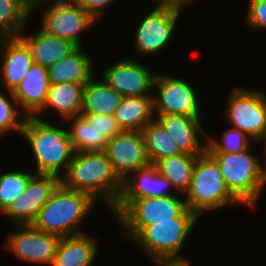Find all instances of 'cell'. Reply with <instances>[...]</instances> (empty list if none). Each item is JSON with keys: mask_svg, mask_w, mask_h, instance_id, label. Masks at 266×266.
<instances>
[{"mask_svg": "<svg viewBox=\"0 0 266 266\" xmlns=\"http://www.w3.org/2000/svg\"><path fill=\"white\" fill-rule=\"evenodd\" d=\"M61 183L89 194L112 210L121 197L123 183L116 176L105 151L74 152Z\"/></svg>", "mask_w": 266, "mask_h": 266, "instance_id": "obj_1", "label": "cell"}, {"mask_svg": "<svg viewBox=\"0 0 266 266\" xmlns=\"http://www.w3.org/2000/svg\"><path fill=\"white\" fill-rule=\"evenodd\" d=\"M63 128L43 118L26 117L21 136L34 154L35 173L53 174L60 178L66 173L74 151L69 132Z\"/></svg>", "mask_w": 266, "mask_h": 266, "instance_id": "obj_2", "label": "cell"}, {"mask_svg": "<svg viewBox=\"0 0 266 266\" xmlns=\"http://www.w3.org/2000/svg\"><path fill=\"white\" fill-rule=\"evenodd\" d=\"M95 202L89 194L60 183L32 224L41 231L59 237L82 234L84 231H80L79 226L94 209Z\"/></svg>", "mask_w": 266, "mask_h": 266, "instance_id": "obj_3", "label": "cell"}, {"mask_svg": "<svg viewBox=\"0 0 266 266\" xmlns=\"http://www.w3.org/2000/svg\"><path fill=\"white\" fill-rule=\"evenodd\" d=\"M252 145L238 153L208 152L219 165L230 194L247 208L258 204L259 196L266 185V173L261 161L251 153Z\"/></svg>", "mask_w": 266, "mask_h": 266, "instance_id": "obj_4", "label": "cell"}, {"mask_svg": "<svg viewBox=\"0 0 266 266\" xmlns=\"http://www.w3.org/2000/svg\"><path fill=\"white\" fill-rule=\"evenodd\" d=\"M200 217L188 207L173 221H155L143 227L131 240L150 260L182 259L181 250Z\"/></svg>", "mask_w": 266, "mask_h": 266, "instance_id": "obj_5", "label": "cell"}, {"mask_svg": "<svg viewBox=\"0 0 266 266\" xmlns=\"http://www.w3.org/2000/svg\"><path fill=\"white\" fill-rule=\"evenodd\" d=\"M184 198L187 207L199 217L206 211L241 205L228 191L219 165L206 150L197 157Z\"/></svg>", "mask_w": 266, "mask_h": 266, "instance_id": "obj_6", "label": "cell"}, {"mask_svg": "<svg viewBox=\"0 0 266 266\" xmlns=\"http://www.w3.org/2000/svg\"><path fill=\"white\" fill-rule=\"evenodd\" d=\"M31 4L32 15L37 8L42 10L41 6H47L40 18V28L42 30L50 35L67 40L76 47L83 46L82 34L89 27L94 26L95 22L99 21L72 0H46L31 2Z\"/></svg>", "mask_w": 266, "mask_h": 266, "instance_id": "obj_7", "label": "cell"}, {"mask_svg": "<svg viewBox=\"0 0 266 266\" xmlns=\"http://www.w3.org/2000/svg\"><path fill=\"white\" fill-rule=\"evenodd\" d=\"M147 197L133 200L115 219L129 241L145 226L155 221H173L186 208L184 195Z\"/></svg>", "mask_w": 266, "mask_h": 266, "instance_id": "obj_8", "label": "cell"}, {"mask_svg": "<svg viewBox=\"0 0 266 266\" xmlns=\"http://www.w3.org/2000/svg\"><path fill=\"white\" fill-rule=\"evenodd\" d=\"M228 95L225 109L227 123L258 143L266 132V93L238 86Z\"/></svg>", "mask_w": 266, "mask_h": 266, "instance_id": "obj_9", "label": "cell"}, {"mask_svg": "<svg viewBox=\"0 0 266 266\" xmlns=\"http://www.w3.org/2000/svg\"><path fill=\"white\" fill-rule=\"evenodd\" d=\"M183 8L171 4H157L136 27L133 48L143 56L164 50L173 38Z\"/></svg>", "mask_w": 266, "mask_h": 266, "instance_id": "obj_10", "label": "cell"}, {"mask_svg": "<svg viewBox=\"0 0 266 266\" xmlns=\"http://www.w3.org/2000/svg\"><path fill=\"white\" fill-rule=\"evenodd\" d=\"M190 83L164 72L157 73L153 85V89H157L153 90L154 116L182 114L201 117L199 95Z\"/></svg>", "mask_w": 266, "mask_h": 266, "instance_id": "obj_11", "label": "cell"}, {"mask_svg": "<svg viewBox=\"0 0 266 266\" xmlns=\"http://www.w3.org/2000/svg\"><path fill=\"white\" fill-rule=\"evenodd\" d=\"M7 236L5 248L24 262L52 265L61 237L37 229L33 224H17Z\"/></svg>", "mask_w": 266, "mask_h": 266, "instance_id": "obj_12", "label": "cell"}, {"mask_svg": "<svg viewBox=\"0 0 266 266\" xmlns=\"http://www.w3.org/2000/svg\"><path fill=\"white\" fill-rule=\"evenodd\" d=\"M61 183V178L53 174L35 173L26 190L2 213L12 225L32 224L39 210L52 196Z\"/></svg>", "mask_w": 266, "mask_h": 266, "instance_id": "obj_13", "label": "cell"}, {"mask_svg": "<svg viewBox=\"0 0 266 266\" xmlns=\"http://www.w3.org/2000/svg\"><path fill=\"white\" fill-rule=\"evenodd\" d=\"M114 63V64H113ZM100 75V78L123 97L153 96L156 72H151L137 59H122L113 62Z\"/></svg>", "mask_w": 266, "mask_h": 266, "instance_id": "obj_14", "label": "cell"}, {"mask_svg": "<svg viewBox=\"0 0 266 266\" xmlns=\"http://www.w3.org/2000/svg\"><path fill=\"white\" fill-rule=\"evenodd\" d=\"M105 152L122 183L136 170L151 164L142 132L121 131L109 139Z\"/></svg>", "mask_w": 266, "mask_h": 266, "instance_id": "obj_15", "label": "cell"}, {"mask_svg": "<svg viewBox=\"0 0 266 266\" xmlns=\"http://www.w3.org/2000/svg\"><path fill=\"white\" fill-rule=\"evenodd\" d=\"M171 189L173 191H170ZM174 191L171 183L158 173L157 168L153 164H150L136 170L123 182L121 197L111 212L114 214V218H116L135 199L166 197L177 194Z\"/></svg>", "mask_w": 266, "mask_h": 266, "instance_id": "obj_16", "label": "cell"}, {"mask_svg": "<svg viewBox=\"0 0 266 266\" xmlns=\"http://www.w3.org/2000/svg\"><path fill=\"white\" fill-rule=\"evenodd\" d=\"M201 118L182 114L155 116L179 151L190 155H200L206 150L207 133L201 124Z\"/></svg>", "mask_w": 266, "mask_h": 266, "instance_id": "obj_17", "label": "cell"}, {"mask_svg": "<svg viewBox=\"0 0 266 266\" xmlns=\"http://www.w3.org/2000/svg\"><path fill=\"white\" fill-rule=\"evenodd\" d=\"M0 52L2 88L13 91L33 64L27 44L20 37H1Z\"/></svg>", "mask_w": 266, "mask_h": 266, "instance_id": "obj_18", "label": "cell"}, {"mask_svg": "<svg viewBox=\"0 0 266 266\" xmlns=\"http://www.w3.org/2000/svg\"><path fill=\"white\" fill-rule=\"evenodd\" d=\"M49 85L47 68L33 63L12 91L19 108L27 117L35 116L44 107Z\"/></svg>", "mask_w": 266, "mask_h": 266, "instance_id": "obj_19", "label": "cell"}, {"mask_svg": "<svg viewBox=\"0 0 266 266\" xmlns=\"http://www.w3.org/2000/svg\"><path fill=\"white\" fill-rule=\"evenodd\" d=\"M98 248L97 238L85 233L61 237L51 266H92Z\"/></svg>", "mask_w": 266, "mask_h": 266, "instance_id": "obj_20", "label": "cell"}, {"mask_svg": "<svg viewBox=\"0 0 266 266\" xmlns=\"http://www.w3.org/2000/svg\"><path fill=\"white\" fill-rule=\"evenodd\" d=\"M91 57L82 47H76L64 58L51 65L48 70L49 82L86 84L94 75Z\"/></svg>", "mask_w": 266, "mask_h": 266, "instance_id": "obj_21", "label": "cell"}, {"mask_svg": "<svg viewBox=\"0 0 266 266\" xmlns=\"http://www.w3.org/2000/svg\"><path fill=\"white\" fill-rule=\"evenodd\" d=\"M19 37L27 44L33 63L49 68L76 48L71 42L46 33L41 28L29 36Z\"/></svg>", "mask_w": 266, "mask_h": 266, "instance_id": "obj_22", "label": "cell"}, {"mask_svg": "<svg viewBox=\"0 0 266 266\" xmlns=\"http://www.w3.org/2000/svg\"><path fill=\"white\" fill-rule=\"evenodd\" d=\"M84 85L70 82L60 84L50 83L44 107L35 117L41 119V115H44L45 111L51 108L64 121L67 118L81 115Z\"/></svg>", "mask_w": 266, "mask_h": 266, "instance_id": "obj_23", "label": "cell"}, {"mask_svg": "<svg viewBox=\"0 0 266 266\" xmlns=\"http://www.w3.org/2000/svg\"><path fill=\"white\" fill-rule=\"evenodd\" d=\"M114 117L121 131L141 132L155 119L153 96L123 97Z\"/></svg>", "mask_w": 266, "mask_h": 266, "instance_id": "obj_24", "label": "cell"}, {"mask_svg": "<svg viewBox=\"0 0 266 266\" xmlns=\"http://www.w3.org/2000/svg\"><path fill=\"white\" fill-rule=\"evenodd\" d=\"M69 136L74 152L106 151L108 139L94 125V114L67 118Z\"/></svg>", "mask_w": 266, "mask_h": 266, "instance_id": "obj_25", "label": "cell"}, {"mask_svg": "<svg viewBox=\"0 0 266 266\" xmlns=\"http://www.w3.org/2000/svg\"><path fill=\"white\" fill-rule=\"evenodd\" d=\"M95 75L84 85L81 114L114 115L123 96Z\"/></svg>", "mask_w": 266, "mask_h": 266, "instance_id": "obj_26", "label": "cell"}, {"mask_svg": "<svg viewBox=\"0 0 266 266\" xmlns=\"http://www.w3.org/2000/svg\"><path fill=\"white\" fill-rule=\"evenodd\" d=\"M197 157L198 155L181 153L156 161L153 165L158 173L171 183L176 193L185 195L191 184Z\"/></svg>", "mask_w": 266, "mask_h": 266, "instance_id": "obj_27", "label": "cell"}, {"mask_svg": "<svg viewBox=\"0 0 266 266\" xmlns=\"http://www.w3.org/2000/svg\"><path fill=\"white\" fill-rule=\"evenodd\" d=\"M31 16V0H0V38L19 37Z\"/></svg>", "mask_w": 266, "mask_h": 266, "instance_id": "obj_28", "label": "cell"}, {"mask_svg": "<svg viewBox=\"0 0 266 266\" xmlns=\"http://www.w3.org/2000/svg\"><path fill=\"white\" fill-rule=\"evenodd\" d=\"M141 132L151 164L181 154L174 140L156 119L150 122Z\"/></svg>", "mask_w": 266, "mask_h": 266, "instance_id": "obj_29", "label": "cell"}, {"mask_svg": "<svg viewBox=\"0 0 266 266\" xmlns=\"http://www.w3.org/2000/svg\"><path fill=\"white\" fill-rule=\"evenodd\" d=\"M32 175L21 170L0 174V214L26 190Z\"/></svg>", "mask_w": 266, "mask_h": 266, "instance_id": "obj_30", "label": "cell"}, {"mask_svg": "<svg viewBox=\"0 0 266 266\" xmlns=\"http://www.w3.org/2000/svg\"><path fill=\"white\" fill-rule=\"evenodd\" d=\"M4 93L0 90V136L9 132L22 133L26 115L20 111L18 103L14 98L12 91L5 90ZM9 95L7 97V95Z\"/></svg>", "mask_w": 266, "mask_h": 266, "instance_id": "obj_31", "label": "cell"}, {"mask_svg": "<svg viewBox=\"0 0 266 266\" xmlns=\"http://www.w3.org/2000/svg\"><path fill=\"white\" fill-rule=\"evenodd\" d=\"M222 139H214V137H208L206 140L207 152H224V153H238L248 149L252 144V138L241 130L230 127L221 133Z\"/></svg>", "mask_w": 266, "mask_h": 266, "instance_id": "obj_32", "label": "cell"}, {"mask_svg": "<svg viewBox=\"0 0 266 266\" xmlns=\"http://www.w3.org/2000/svg\"><path fill=\"white\" fill-rule=\"evenodd\" d=\"M245 24L249 28L266 29V0H249Z\"/></svg>", "mask_w": 266, "mask_h": 266, "instance_id": "obj_33", "label": "cell"}, {"mask_svg": "<svg viewBox=\"0 0 266 266\" xmlns=\"http://www.w3.org/2000/svg\"><path fill=\"white\" fill-rule=\"evenodd\" d=\"M94 125L108 140L121 132L114 115L94 114Z\"/></svg>", "mask_w": 266, "mask_h": 266, "instance_id": "obj_34", "label": "cell"}, {"mask_svg": "<svg viewBox=\"0 0 266 266\" xmlns=\"http://www.w3.org/2000/svg\"><path fill=\"white\" fill-rule=\"evenodd\" d=\"M88 11L95 19H101L105 15L106 8L116 0H72ZM104 13V14H103Z\"/></svg>", "mask_w": 266, "mask_h": 266, "instance_id": "obj_35", "label": "cell"}, {"mask_svg": "<svg viewBox=\"0 0 266 266\" xmlns=\"http://www.w3.org/2000/svg\"><path fill=\"white\" fill-rule=\"evenodd\" d=\"M156 266H191L188 259H154L151 260Z\"/></svg>", "mask_w": 266, "mask_h": 266, "instance_id": "obj_36", "label": "cell"}, {"mask_svg": "<svg viewBox=\"0 0 266 266\" xmlns=\"http://www.w3.org/2000/svg\"><path fill=\"white\" fill-rule=\"evenodd\" d=\"M156 1H159L158 4H171L184 8V6L186 7L189 3L193 2L194 0H156Z\"/></svg>", "mask_w": 266, "mask_h": 266, "instance_id": "obj_37", "label": "cell"}, {"mask_svg": "<svg viewBox=\"0 0 266 266\" xmlns=\"http://www.w3.org/2000/svg\"><path fill=\"white\" fill-rule=\"evenodd\" d=\"M260 141L261 143L263 142V145H264V163L261 164L262 168H263V171L266 173V132L262 135V137L258 140Z\"/></svg>", "mask_w": 266, "mask_h": 266, "instance_id": "obj_38", "label": "cell"}, {"mask_svg": "<svg viewBox=\"0 0 266 266\" xmlns=\"http://www.w3.org/2000/svg\"><path fill=\"white\" fill-rule=\"evenodd\" d=\"M42 1H46V0H31V2H42Z\"/></svg>", "mask_w": 266, "mask_h": 266, "instance_id": "obj_39", "label": "cell"}]
</instances>
